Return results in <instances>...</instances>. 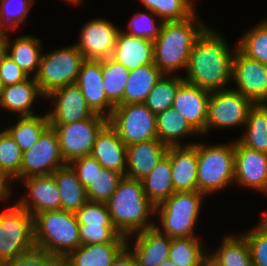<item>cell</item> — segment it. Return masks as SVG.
I'll use <instances>...</instances> for the list:
<instances>
[{"instance_id":"obj_1","label":"cell","mask_w":267,"mask_h":266,"mask_svg":"<svg viewBox=\"0 0 267 266\" xmlns=\"http://www.w3.org/2000/svg\"><path fill=\"white\" fill-rule=\"evenodd\" d=\"M234 51L208 27L195 41L183 79L209 92L223 90L232 80Z\"/></svg>"},{"instance_id":"obj_2","label":"cell","mask_w":267,"mask_h":266,"mask_svg":"<svg viewBox=\"0 0 267 266\" xmlns=\"http://www.w3.org/2000/svg\"><path fill=\"white\" fill-rule=\"evenodd\" d=\"M196 12L181 21H165L154 40V65L172 75L177 69L187 68L195 41L208 28L197 20Z\"/></svg>"},{"instance_id":"obj_3","label":"cell","mask_w":267,"mask_h":266,"mask_svg":"<svg viewBox=\"0 0 267 266\" xmlns=\"http://www.w3.org/2000/svg\"><path fill=\"white\" fill-rule=\"evenodd\" d=\"M105 205L114 227L128 238L155 226L148 220L154 215L155 206L144 193L141 180L124 176Z\"/></svg>"},{"instance_id":"obj_4","label":"cell","mask_w":267,"mask_h":266,"mask_svg":"<svg viewBox=\"0 0 267 266\" xmlns=\"http://www.w3.org/2000/svg\"><path fill=\"white\" fill-rule=\"evenodd\" d=\"M35 246L66 258L81 245L79 223L74 212L52 210L34 217Z\"/></svg>"},{"instance_id":"obj_5","label":"cell","mask_w":267,"mask_h":266,"mask_svg":"<svg viewBox=\"0 0 267 266\" xmlns=\"http://www.w3.org/2000/svg\"><path fill=\"white\" fill-rule=\"evenodd\" d=\"M204 195L199 191L174 192L155 207V213L160 214L163 228L161 230L157 224L154 227L169 238L196 237L193 230L198 221L201 199Z\"/></svg>"},{"instance_id":"obj_6","label":"cell","mask_w":267,"mask_h":266,"mask_svg":"<svg viewBox=\"0 0 267 266\" xmlns=\"http://www.w3.org/2000/svg\"><path fill=\"white\" fill-rule=\"evenodd\" d=\"M197 159L198 191L205 196L234 182V142L209 146L197 143Z\"/></svg>"},{"instance_id":"obj_7","label":"cell","mask_w":267,"mask_h":266,"mask_svg":"<svg viewBox=\"0 0 267 266\" xmlns=\"http://www.w3.org/2000/svg\"><path fill=\"white\" fill-rule=\"evenodd\" d=\"M85 60L75 44L48 54L43 55L42 53L35 79L44 95L43 98L58 88L76 84L79 71Z\"/></svg>"},{"instance_id":"obj_8","label":"cell","mask_w":267,"mask_h":266,"mask_svg":"<svg viewBox=\"0 0 267 266\" xmlns=\"http://www.w3.org/2000/svg\"><path fill=\"white\" fill-rule=\"evenodd\" d=\"M35 246L34 218L17 203L0 213V265Z\"/></svg>"},{"instance_id":"obj_9","label":"cell","mask_w":267,"mask_h":266,"mask_svg":"<svg viewBox=\"0 0 267 266\" xmlns=\"http://www.w3.org/2000/svg\"><path fill=\"white\" fill-rule=\"evenodd\" d=\"M108 123L128 146L157 138L156 115L144 103L116 105Z\"/></svg>"},{"instance_id":"obj_10","label":"cell","mask_w":267,"mask_h":266,"mask_svg":"<svg viewBox=\"0 0 267 266\" xmlns=\"http://www.w3.org/2000/svg\"><path fill=\"white\" fill-rule=\"evenodd\" d=\"M108 123V118L94 114L88 119L68 124H56L60 151L68 164L73 159L90 155L98 133Z\"/></svg>"},{"instance_id":"obj_11","label":"cell","mask_w":267,"mask_h":266,"mask_svg":"<svg viewBox=\"0 0 267 266\" xmlns=\"http://www.w3.org/2000/svg\"><path fill=\"white\" fill-rule=\"evenodd\" d=\"M255 104L240 92L223 89L210 92L206 132L212 127H235L246 124L249 110Z\"/></svg>"},{"instance_id":"obj_12","label":"cell","mask_w":267,"mask_h":266,"mask_svg":"<svg viewBox=\"0 0 267 266\" xmlns=\"http://www.w3.org/2000/svg\"><path fill=\"white\" fill-rule=\"evenodd\" d=\"M65 165L67 163L60 151L57 132L49 126L39 140L29 150L23 152L20 179L53 174Z\"/></svg>"},{"instance_id":"obj_13","label":"cell","mask_w":267,"mask_h":266,"mask_svg":"<svg viewBox=\"0 0 267 266\" xmlns=\"http://www.w3.org/2000/svg\"><path fill=\"white\" fill-rule=\"evenodd\" d=\"M232 79L238 88L233 89L249 98L254 104H267V65L247 57L235 46Z\"/></svg>"},{"instance_id":"obj_14","label":"cell","mask_w":267,"mask_h":266,"mask_svg":"<svg viewBox=\"0 0 267 266\" xmlns=\"http://www.w3.org/2000/svg\"><path fill=\"white\" fill-rule=\"evenodd\" d=\"M120 31L106 19H93L84 25L75 46L86 60H106L112 56Z\"/></svg>"},{"instance_id":"obj_15","label":"cell","mask_w":267,"mask_h":266,"mask_svg":"<svg viewBox=\"0 0 267 266\" xmlns=\"http://www.w3.org/2000/svg\"><path fill=\"white\" fill-rule=\"evenodd\" d=\"M234 182L267 193V153L234 142Z\"/></svg>"},{"instance_id":"obj_16","label":"cell","mask_w":267,"mask_h":266,"mask_svg":"<svg viewBox=\"0 0 267 266\" xmlns=\"http://www.w3.org/2000/svg\"><path fill=\"white\" fill-rule=\"evenodd\" d=\"M45 98L56 102L53 111L47 113L49 125L52 128L56 124H68L88 119L95 114L76 84L58 88Z\"/></svg>"},{"instance_id":"obj_17","label":"cell","mask_w":267,"mask_h":266,"mask_svg":"<svg viewBox=\"0 0 267 266\" xmlns=\"http://www.w3.org/2000/svg\"><path fill=\"white\" fill-rule=\"evenodd\" d=\"M209 95V91L184 80L176 91L172 105L200 135L206 134Z\"/></svg>"},{"instance_id":"obj_18","label":"cell","mask_w":267,"mask_h":266,"mask_svg":"<svg viewBox=\"0 0 267 266\" xmlns=\"http://www.w3.org/2000/svg\"><path fill=\"white\" fill-rule=\"evenodd\" d=\"M76 85L94 113L106 118L112 115L115 105L107 98L103 88L102 60H85L79 71Z\"/></svg>"},{"instance_id":"obj_19","label":"cell","mask_w":267,"mask_h":266,"mask_svg":"<svg viewBox=\"0 0 267 266\" xmlns=\"http://www.w3.org/2000/svg\"><path fill=\"white\" fill-rule=\"evenodd\" d=\"M21 180L25 181L30 202L23 197L16 203L33 217L45 211L61 210L60 190L53 174L29 176Z\"/></svg>"},{"instance_id":"obj_20","label":"cell","mask_w":267,"mask_h":266,"mask_svg":"<svg viewBox=\"0 0 267 266\" xmlns=\"http://www.w3.org/2000/svg\"><path fill=\"white\" fill-rule=\"evenodd\" d=\"M127 145L120 139L116 130L107 123L98 133L90 155L103 168L126 175Z\"/></svg>"},{"instance_id":"obj_21","label":"cell","mask_w":267,"mask_h":266,"mask_svg":"<svg viewBox=\"0 0 267 266\" xmlns=\"http://www.w3.org/2000/svg\"><path fill=\"white\" fill-rule=\"evenodd\" d=\"M172 184L175 192L198 191L197 143L170 146Z\"/></svg>"},{"instance_id":"obj_22","label":"cell","mask_w":267,"mask_h":266,"mask_svg":"<svg viewBox=\"0 0 267 266\" xmlns=\"http://www.w3.org/2000/svg\"><path fill=\"white\" fill-rule=\"evenodd\" d=\"M168 146L158 139L132 143L127 146L126 175L129 178L142 180L167 153Z\"/></svg>"},{"instance_id":"obj_23","label":"cell","mask_w":267,"mask_h":266,"mask_svg":"<svg viewBox=\"0 0 267 266\" xmlns=\"http://www.w3.org/2000/svg\"><path fill=\"white\" fill-rule=\"evenodd\" d=\"M111 58L129 71L154 63V41L120 31Z\"/></svg>"},{"instance_id":"obj_24","label":"cell","mask_w":267,"mask_h":266,"mask_svg":"<svg viewBox=\"0 0 267 266\" xmlns=\"http://www.w3.org/2000/svg\"><path fill=\"white\" fill-rule=\"evenodd\" d=\"M134 250L131 251L138 266H159L169 258L171 238L155 227L137 232Z\"/></svg>"},{"instance_id":"obj_25","label":"cell","mask_w":267,"mask_h":266,"mask_svg":"<svg viewBox=\"0 0 267 266\" xmlns=\"http://www.w3.org/2000/svg\"><path fill=\"white\" fill-rule=\"evenodd\" d=\"M27 78L21 83L4 87L0 95V107L5 110L19 113L22 116H34L29 110L36 97H43L34 76Z\"/></svg>"},{"instance_id":"obj_26","label":"cell","mask_w":267,"mask_h":266,"mask_svg":"<svg viewBox=\"0 0 267 266\" xmlns=\"http://www.w3.org/2000/svg\"><path fill=\"white\" fill-rule=\"evenodd\" d=\"M127 242L81 244L66 259L74 266H111Z\"/></svg>"},{"instance_id":"obj_27","label":"cell","mask_w":267,"mask_h":266,"mask_svg":"<svg viewBox=\"0 0 267 266\" xmlns=\"http://www.w3.org/2000/svg\"><path fill=\"white\" fill-rule=\"evenodd\" d=\"M144 193L156 207L169 198L175 191L172 184L170 146L154 169L142 180Z\"/></svg>"},{"instance_id":"obj_28","label":"cell","mask_w":267,"mask_h":266,"mask_svg":"<svg viewBox=\"0 0 267 266\" xmlns=\"http://www.w3.org/2000/svg\"><path fill=\"white\" fill-rule=\"evenodd\" d=\"M162 75L154 63L130 71L123 93V104L144 103Z\"/></svg>"},{"instance_id":"obj_29","label":"cell","mask_w":267,"mask_h":266,"mask_svg":"<svg viewBox=\"0 0 267 266\" xmlns=\"http://www.w3.org/2000/svg\"><path fill=\"white\" fill-rule=\"evenodd\" d=\"M53 176L60 190L61 210L75 213L88 201L86 189L68 164L57 169Z\"/></svg>"},{"instance_id":"obj_30","label":"cell","mask_w":267,"mask_h":266,"mask_svg":"<svg viewBox=\"0 0 267 266\" xmlns=\"http://www.w3.org/2000/svg\"><path fill=\"white\" fill-rule=\"evenodd\" d=\"M157 138L169 146H181L180 137L198 134L182 114L170 107L156 115Z\"/></svg>"},{"instance_id":"obj_31","label":"cell","mask_w":267,"mask_h":266,"mask_svg":"<svg viewBox=\"0 0 267 266\" xmlns=\"http://www.w3.org/2000/svg\"><path fill=\"white\" fill-rule=\"evenodd\" d=\"M7 38L8 56L30 77L31 71L37 75L41 62V41L33 36L21 35L13 44Z\"/></svg>"},{"instance_id":"obj_32","label":"cell","mask_w":267,"mask_h":266,"mask_svg":"<svg viewBox=\"0 0 267 266\" xmlns=\"http://www.w3.org/2000/svg\"><path fill=\"white\" fill-rule=\"evenodd\" d=\"M246 133L238 139L243 145L267 153V104H255L248 112Z\"/></svg>"},{"instance_id":"obj_33","label":"cell","mask_w":267,"mask_h":266,"mask_svg":"<svg viewBox=\"0 0 267 266\" xmlns=\"http://www.w3.org/2000/svg\"><path fill=\"white\" fill-rule=\"evenodd\" d=\"M16 125L4 129L19 145L22 152L29 150L50 126L47 113L44 116H22Z\"/></svg>"},{"instance_id":"obj_34","label":"cell","mask_w":267,"mask_h":266,"mask_svg":"<svg viewBox=\"0 0 267 266\" xmlns=\"http://www.w3.org/2000/svg\"><path fill=\"white\" fill-rule=\"evenodd\" d=\"M130 71L111 57L102 60L103 88L107 98L116 106L123 105V93Z\"/></svg>"},{"instance_id":"obj_35","label":"cell","mask_w":267,"mask_h":266,"mask_svg":"<svg viewBox=\"0 0 267 266\" xmlns=\"http://www.w3.org/2000/svg\"><path fill=\"white\" fill-rule=\"evenodd\" d=\"M212 256L221 266H253L247 240L241 234L224 238Z\"/></svg>"},{"instance_id":"obj_36","label":"cell","mask_w":267,"mask_h":266,"mask_svg":"<svg viewBox=\"0 0 267 266\" xmlns=\"http://www.w3.org/2000/svg\"><path fill=\"white\" fill-rule=\"evenodd\" d=\"M183 81L184 79L181 76L163 74L147 95L144 102L145 106L155 115L172 107L176 91Z\"/></svg>"},{"instance_id":"obj_37","label":"cell","mask_w":267,"mask_h":266,"mask_svg":"<svg viewBox=\"0 0 267 266\" xmlns=\"http://www.w3.org/2000/svg\"><path fill=\"white\" fill-rule=\"evenodd\" d=\"M198 237L171 238L169 259L178 266H199L206 255Z\"/></svg>"},{"instance_id":"obj_38","label":"cell","mask_w":267,"mask_h":266,"mask_svg":"<svg viewBox=\"0 0 267 266\" xmlns=\"http://www.w3.org/2000/svg\"><path fill=\"white\" fill-rule=\"evenodd\" d=\"M23 152L5 131L0 132V173L9 181L20 179Z\"/></svg>"},{"instance_id":"obj_39","label":"cell","mask_w":267,"mask_h":266,"mask_svg":"<svg viewBox=\"0 0 267 266\" xmlns=\"http://www.w3.org/2000/svg\"><path fill=\"white\" fill-rule=\"evenodd\" d=\"M236 45L247 57L267 65V20L247 31Z\"/></svg>"},{"instance_id":"obj_40","label":"cell","mask_w":267,"mask_h":266,"mask_svg":"<svg viewBox=\"0 0 267 266\" xmlns=\"http://www.w3.org/2000/svg\"><path fill=\"white\" fill-rule=\"evenodd\" d=\"M123 177L121 173L105 168L97 171L91 183L85 188L87 199L105 203L116 191Z\"/></svg>"},{"instance_id":"obj_41","label":"cell","mask_w":267,"mask_h":266,"mask_svg":"<svg viewBox=\"0 0 267 266\" xmlns=\"http://www.w3.org/2000/svg\"><path fill=\"white\" fill-rule=\"evenodd\" d=\"M33 1L34 0H1L0 30H9L12 27L16 28L19 24L25 22L28 11L33 5Z\"/></svg>"},{"instance_id":"obj_42","label":"cell","mask_w":267,"mask_h":266,"mask_svg":"<svg viewBox=\"0 0 267 266\" xmlns=\"http://www.w3.org/2000/svg\"><path fill=\"white\" fill-rule=\"evenodd\" d=\"M75 214L79 225L114 226L104 202L88 200Z\"/></svg>"},{"instance_id":"obj_43","label":"cell","mask_w":267,"mask_h":266,"mask_svg":"<svg viewBox=\"0 0 267 266\" xmlns=\"http://www.w3.org/2000/svg\"><path fill=\"white\" fill-rule=\"evenodd\" d=\"M59 257L34 246L16 257L5 261L0 266H58Z\"/></svg>"},{"instance_id":"obj_44","label":"cell","mask_w":267,"mask_h":266,"mask_svg":"<svg viewBox=\"0 0 267 266\" xmlns=\"http://www.w3.org/2000/svg\"><path fill=\"white\" fill-rule=\"evenodd\" d=\"M81 244H96L107 242H127L114 226H88L79 225Z\"/></svg>"},{"instance_id":"obj_45","label":"cell","mask_w":267,"mask_h":266,"mask_svg":"<svg viewBox=\"0 0 267 266\" xmlns=\"http://www.w3.org/2000/svg\"><path fill=\"white\" fill-rule=\"evenodd\" d=\"M150 13L154 15V13L150 10L149 13L137 12L134 14L133 18L128 24L129 30L126 33L132 36L154 41L160 34V29L163 22L157 25L155 20L152 18L153 16H150Z\"/></svg>"},{"instance_id":"obj_46","label":"cell","mask_w":267,"mask_h":266,"mask_svg":"<svg viewBox=\"0 0 267 266\" xmlns=\"http://www.w3.org/2000/svg\"><path fill=\"white\" fill-rule=\"evenodd\" d=\"M191 0H159L161 22L181 21L195 13Z\"/></svg>"},{"instance_id":"obj_47","label":"cell","mask_w":267,"mask_h":266,"mask_svg":"<svg viewBox=\"0 0 267 266\" xmlns=\"http://www.w3.org/2000/svg\"><path fill=\"white\" fill-rule=\"evenodd\" d=\"M242 235L247 240L253 266H267V234L254 227Z\"/></svg>"},{"instance_id":"obj_48","label":"cell","mask_w":267,"mask_h":266,"mask_svg":"<svg viewBox=\"0 0 267 266\" xmlns=\"http://www.w3.org/2000/svg\"><path fill=\"white\" fill-rule=\"evenodd\" d=\"M68 165L76 173V176L84 188L91 183L97 171H100L103 168L101 164L91 155L73 159L68 163Z\"/></svg>"},{"instance_id":"obj_49","label":"cell","mask_w":267,"mask_h":266,"mask_svg":"<svg viewBox=\"0 0 267 266\" xmlns=\"http://www.w3.org/2000/svg\"><path fill=\"white\" fill-rule=\"evenodd\" d=\"M0 77L6 87L21 83L29 76L7 55L0 66Z\"/></svg>"},{"instance_id":"obj_50","label":"cell","mask_w":267,"mask_h":266,"mask_svg":"<svg viewBox=\"0 0 267 266\" xmlns=\"http://www.w3.org/2000/svg\"><path fill=\"white\" fill-rule=\"evenodd\" d=\"M129 246L127 237V246L117 255L111 266H138Z\"/></svg>"},{"instance_id":"obj_51","label":"cell","mask_w":267,"mask_h":266,"mask_svg":"<svg viewBox=\"0 0 267 266\" xmlns=\"http://www.w3.org/2000/svg\"><path fill=\"white\" fill-rule=\"evenodd\" d=\"M6 30H0V66L8 55Z\"/></svg>"},{"instance_id":"obj_52","label":"cell","mask_w":267,"mask_h":266,"mask_svg":"<svg viewBox=\"0 0 267 266\" xmlns=\"http://www.w3.org/2000/svg\"><path fill=\"white\" fill-rule=\"evenodd\" d=\"M8 181L1 173H0V200H7L8 196L11 194L10 185Z\"/></svg>"},{"instance_id":"obj_53","label":"cell","mask_w":267,"mask_h":266,"mask_svg":"<svg viewBox=\"0 0 267 266\" xmlns=\"http://www.w3.org/2000/svg\"><path fill=\"white\" fill-rule=\"evenodd\" d=\"M147 11H152L159 18V0H140Z\"/></svg>"},{"instance_id":"obj_54","label":"cell","mask_w":267,"mask_h":266,"mask_svg":"<svg viewBox=\"0 0 267 266\" xmlns=\"http://www.w3.org/2000/svg\"><path fill=\"white\" fill-rule=\"evenodd\" d=\"M199 266H221L216 260L215 258L211 255L206 254L201 262Z\"/></svg>"},{"instance_id":"obj_55","label":"cell","mask_w":267,"mask_h":266,"mask_svg":"<svg viewBox=\"0 0 267 266\" xmlns=\"http://www.w3.org/2000/svg\"><path fill=\"white\" fill-rule=\"evenodd\" d=\"M256 228L259 231H262L267 234V212H264L263 219L259 222V224L256 226Z\"/></svg>"},{"instance_id":"obj_56","label":"cell","mask_w":267,"mask_h":266,"mask_svg":"<svg viewBox=\"0 0 267 266\" xmlns=\"http://www.w3.org/2000/svg\"><path fill=\"white\" fill-rule=\"evenodd\" d=\"M58 266H74L66 258H59Z\"/></svg>"},{"instance_id":"obj_57","label":"cell","mask_w":267,"mask_h":266,"mask_svg":"<svg viewBox=\"0 0 267 266\" xmlns=\"http://www.w3.org/2000/svg\"><path fill=\"white\" fill-rule=\"evenodd\" d=\"M159 266H178V265L168 258L167 260L162 262Z\"/></svg>"},{"instance_id":"obj_58","label":"cell","mask_w":267,"mask_h":266,"mask_svg":"<svg viewBox=\"0 0 267 266\" xmlns=\"http://www.w3.org/2000/svg\"><path fill=\"white\" fill-rule=\"evenodd\" d=\"M67 2H71L72 4H76L79 5L81 4V2H83L82 0H66Z\"/></svg>"},{"instance_id":"obj_59","label":"cell","mask_w":267,"mask_h":266,"mask_svg":"<svg viewBox=\"0 0 267 266\" xmlns=\"http://www.w3.org/2000/svg\"><path fill=\"white\" fill-rule=\"evenodd\" d=\"M3 89H4V85H3L2 79L0 77V95H1Z\"/></svg>"}]
</instances>
